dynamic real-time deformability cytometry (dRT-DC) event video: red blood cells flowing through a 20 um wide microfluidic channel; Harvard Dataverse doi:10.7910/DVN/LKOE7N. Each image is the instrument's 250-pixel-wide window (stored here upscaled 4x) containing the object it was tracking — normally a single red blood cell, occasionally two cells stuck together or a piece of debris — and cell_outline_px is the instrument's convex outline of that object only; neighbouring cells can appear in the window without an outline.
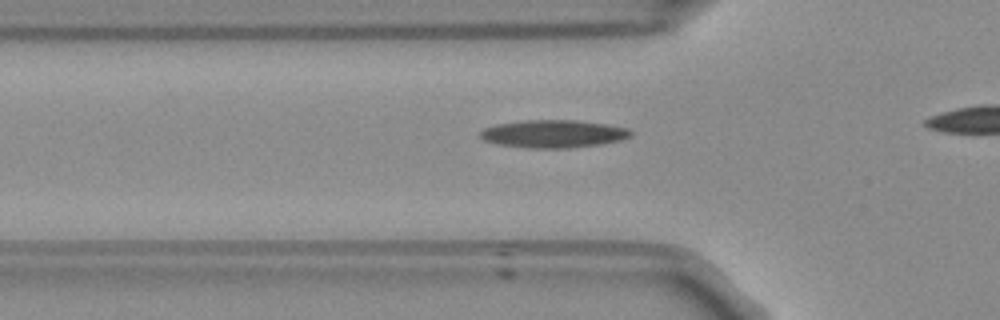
{"species": "Egyptian fruit bat (a non-hibernating species)", "species_latin": "Rousettus aegyptiacus", "temperature_condition": "room temperature", "stored_images_in_passage": 15, "camera_frame_rate_fps": 3000, "um_per_image_px": 0.085, "frame": {"image": 1, "passage_image": 3, "time_ms": 0.667, "image_size_px": [1000, 320], "cell_outline_px": [[632, 136], [620, 140], [600, 144], [568, 148], [528, 148], [496, 144], [484, 140], [480, 136], [480, 132], [484, 128], [496, 124], [524, 120], [576, 120], [608, 124], [628, 128], [632, 132]], "centroid_in_image_um": [47.04, 11.37], "position_along_channel_um": 78.8, "area_um2": 24.45}}
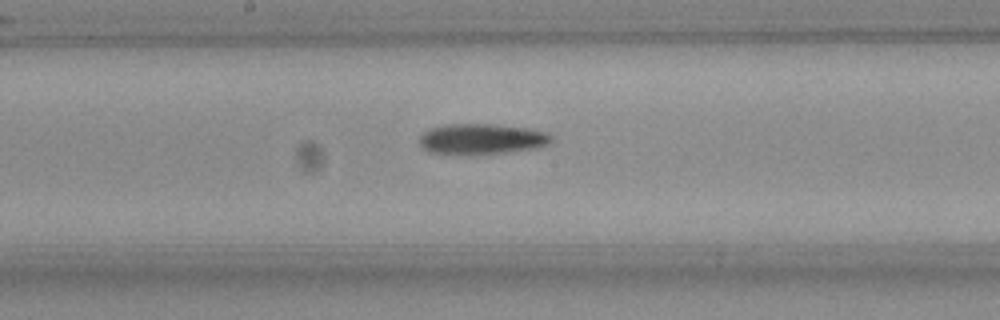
{"frame": {"image": 2, "passage_image": 13, "time_ms": 4.0, "image_size_px": [1000, 320], "cell_outline_px": [[552, 140], [548, 144], [532, 148], [504, 152], [428, 152], [420, 144], [420, 136], [424, 132], [432, 128], [444, 124], [492, 124], [528, 128], [548, 132], [552, 136]], "centroid_in_image_um": [40.97, 11.76], "position_along_channel_um": 207.2, "area_um2": 22.6}}